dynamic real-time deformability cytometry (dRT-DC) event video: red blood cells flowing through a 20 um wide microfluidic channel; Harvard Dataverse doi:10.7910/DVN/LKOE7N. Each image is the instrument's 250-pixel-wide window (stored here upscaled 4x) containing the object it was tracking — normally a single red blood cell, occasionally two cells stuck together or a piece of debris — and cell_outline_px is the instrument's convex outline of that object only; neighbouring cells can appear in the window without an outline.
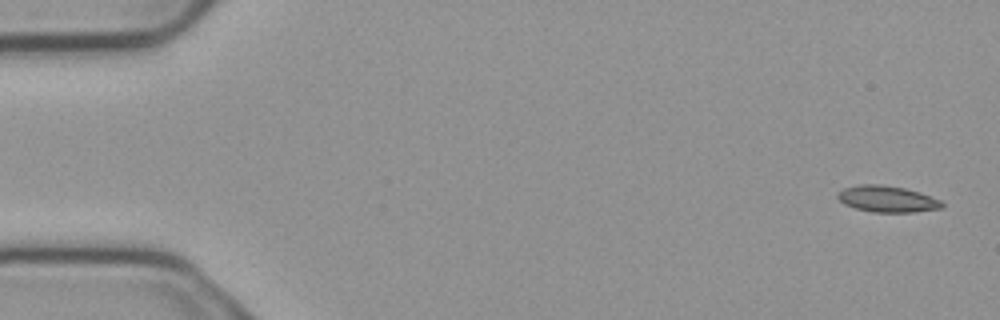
{"species": "common noctule bat (a hibernating species)", "species_latin": "Nyctalus noctula", "temperature_condition": "cold", "stored_images_in_passage": 4, "camera_frame_rate_fps": 3000, "um_per_image_px": 0.085, "animal": {"sex": "male", "body_mass_g": 23.1, "forearm_length_mm": 52.7}, "frame": {"image": 1, "passage_image": 1, "time_ms": 0.0, "image_size_px": [1000, 320], "cell_outline_px": [[944, 208], [912, 212], [872, 212], [856, 208], [844, 204], [836, 196], [844, 188], [860, 184], [880, 184], [904, 188], [920, 192], [940, 200], [944, 204]], "centroid_in_image_um": [75.43, 16.91], "position_along_channel_um": 9.6, "area_um2": 15.95}}
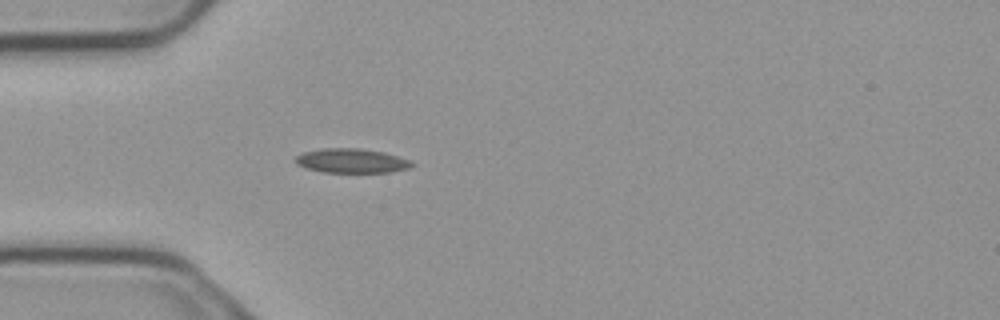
{"frame": {"image": 2, "passage_image": 4, "time_ms": 1.0, "image_size_px": [1000, 320], "cell_outline_px": [[416, 164], [412, 168], [388, 172], [324, 172], [304, 168], [296, 164], [292, 160], [296, 156], [304, 152], [324, 148], [360, 148], [384, 152], [408, 160]], "centroid_in_image_um": [29.85, 13.67], "position_along_channel_um": 55.1, "area_um2": 16.59}}